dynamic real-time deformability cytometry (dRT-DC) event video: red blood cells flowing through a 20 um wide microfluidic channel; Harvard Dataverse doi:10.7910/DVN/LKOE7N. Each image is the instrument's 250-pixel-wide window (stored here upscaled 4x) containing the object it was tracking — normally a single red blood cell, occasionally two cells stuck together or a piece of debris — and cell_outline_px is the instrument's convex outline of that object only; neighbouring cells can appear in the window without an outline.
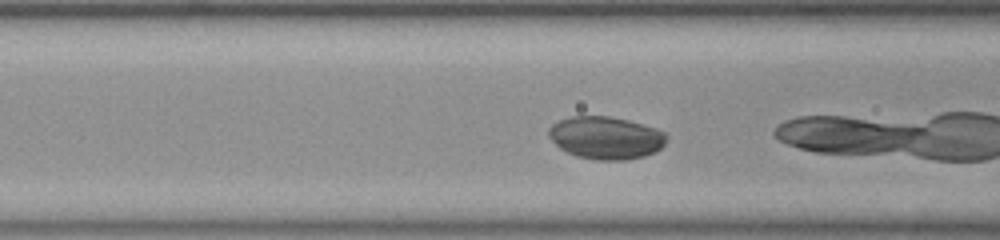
{"species": "common noctule bat (a hibernating species)", "species_latin": "Nyctalus noctula", "temperature_condition": "room temperature", "stored_images_in_passage": 35, "camera_frame_rate_fps": 3000, "um_per_image_px": 0.085, "animal": {"sex": "female", "body_mass_g": 23.0, "forearm_length_mm": 53.4}, "frame": {"image": 1, "passage_image": 10, "time_ms": 3.0, "image_size_px": [1000, 240], "cell_outline_px": [[668, 136], [664, 144], [656, 152], [644, 156], [624, 160], [596, 160], [576, 156], [560, 148], [548, 136], [548, 128], [552, 124], [560, 120], [572, 116], [608, 116], [628, 120], [656, 128], [664, 132]], "centroid_in_image_um": [51.5, 11.71], "position_along_channel_um": 115.1, "area_um2": 29.25}}
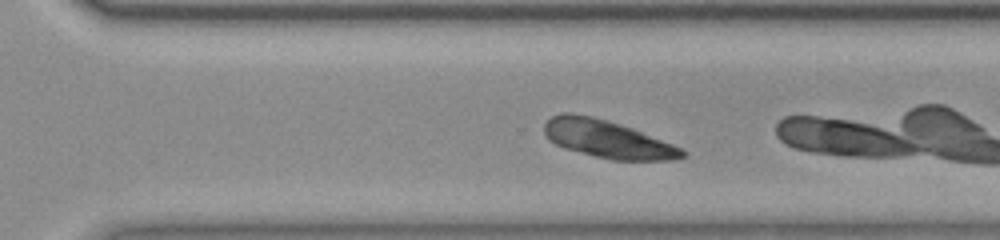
{"frame": {"image": 2, "passage_image": 26, "time_ms": 8.333, "image_size_px": [1000, 240], "cell_outline_px": [[688, 152], [684, 156], [672, 160], [612, 160], [564, 148], [548, 140], [544, 132], [544, 124], [552, 116], [560, 112], [572, 112], [592, 116], [608, 120], [632, 128], [672, 144]], "centroid_in_image_um": [51.59, 11.81], "position_along_channel_um": 319.0, "area_um2": 30.23}}
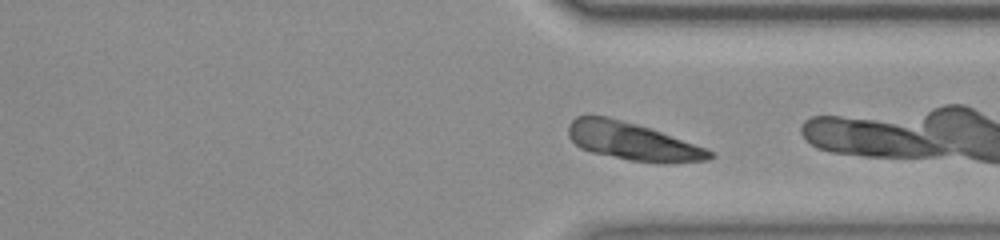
{"frame": {"image": 3, "passage_image": 29, "time_ms": 9.333, "image_size_px": [1000, 240], "cell_outline_px": [[716, 156], [708, 160], [664, 164], [660, 164], [632, 160], [592, 152], [580, 148], [568, 136], [568, 124], [576, 116], [608, 116], [636, 124], [660, 132], [704, 148], [712, 152]], "centroid_in_image_um": [53.74, 12.03], "position_along_channel_um": 357.7, "area_um2": 30.69}}